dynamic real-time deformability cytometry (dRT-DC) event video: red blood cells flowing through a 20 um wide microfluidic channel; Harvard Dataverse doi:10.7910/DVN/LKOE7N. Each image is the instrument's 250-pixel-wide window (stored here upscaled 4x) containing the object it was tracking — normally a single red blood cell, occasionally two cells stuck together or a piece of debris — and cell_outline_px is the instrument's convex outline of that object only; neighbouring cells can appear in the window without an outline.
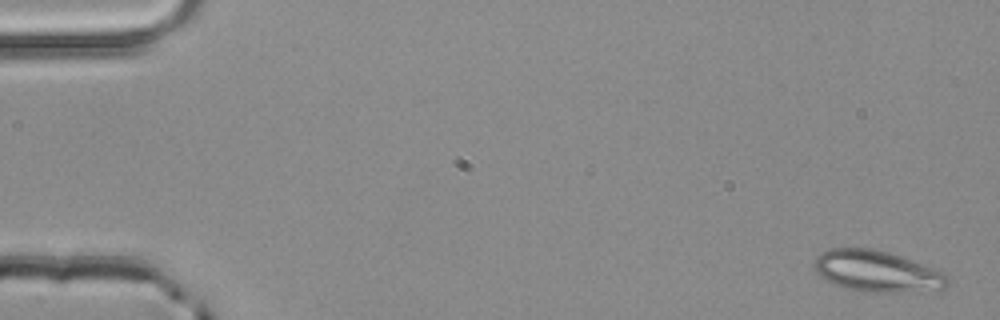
{"species": "common noctule bat (a hibernating species)", "species_latin": "Nyctalus noctula", "temperature_condition": "room temperature", "stored_images_in_passage": 4, "camera_frame_rate_fps": 3000, "um_per_image_px": 0.085, "animal": {"sex": "male", "body_mass_g": 20.4}, "frame": {"image": 1, "passage_image": 1, "time_ms": 0.0, "image_size_px": [1000, 320], "cell_outline_px": [[948, 284], [944, 288], [900, 292], [864, 292], [832, 284], [824, 280], [816, 272], [816, 256], [820, 252], [832, 248], [872, 248], [888, 252], [936, 268], [944, 272], [948, 276]], "centroid_in_image_um": [74.53, 23.05], "position_along_channel_um": 10.5, "area_um2": 31.96}}